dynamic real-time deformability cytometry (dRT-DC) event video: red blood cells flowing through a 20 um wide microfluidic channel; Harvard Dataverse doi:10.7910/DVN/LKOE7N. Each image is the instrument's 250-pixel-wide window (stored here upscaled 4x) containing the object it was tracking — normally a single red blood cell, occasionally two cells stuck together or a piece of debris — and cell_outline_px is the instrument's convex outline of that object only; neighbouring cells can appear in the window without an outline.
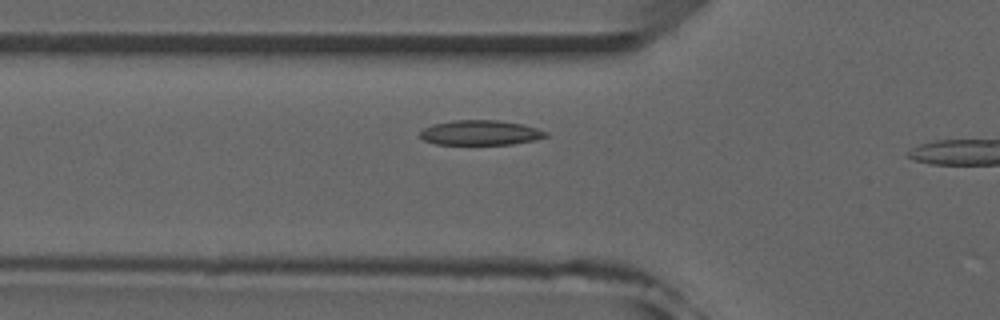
{"species": "common noctule bat (a hibernating species)", "species_latin": "Nyctalus noctula", "temperature_condition": "room temperature", "stored_images_in_passage": 3, "camera_frame_rate_fps": 3000, "um_per_image_px": 0.085, "animal": {"sex": "male", "forearm_length_mm": 52.5}, "frame": {"image": 1, "passage_image": 2, "time_ms": 0.333, "image_size_px": [1000, 320], "cell_outline_px": [[548, 136], [536, 140], [512, 144], [436, 144], [424, 140], [420, 136], [420, 132], [424, 128], [432, 124], [456, 120], [500, 120], [524, 124], [548, 132]], "centroid_in_image_um": [40.87, 11.27], "position_along_channel_um": 84.9, "area_um2": 18.26}}